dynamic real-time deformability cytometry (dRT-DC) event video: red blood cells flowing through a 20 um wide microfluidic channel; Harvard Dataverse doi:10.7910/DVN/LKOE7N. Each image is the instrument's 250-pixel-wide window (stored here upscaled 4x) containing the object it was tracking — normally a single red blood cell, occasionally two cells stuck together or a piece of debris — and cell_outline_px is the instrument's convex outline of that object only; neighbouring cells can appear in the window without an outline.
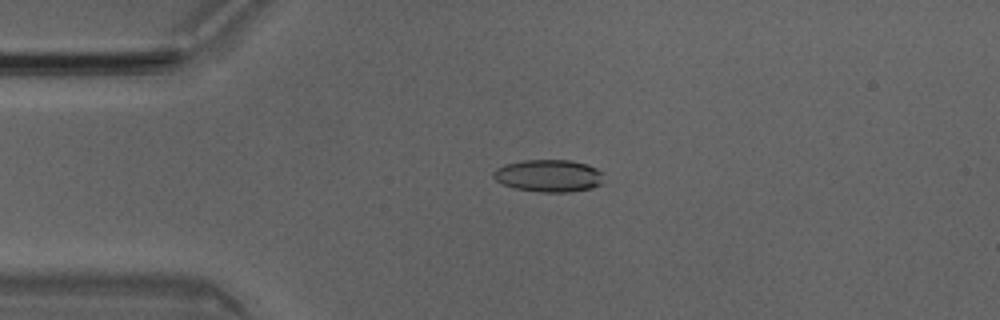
{"species": "Egyptian fruit bat (a non-hibernating species)", "species_latin": "Rousettus aegyptiacus", "temperature_condition": "room temperature", "stored_images_in_passage": 50, "camera_frame_rate_fps": 3000, "um_per_image_px": 0.085, "animal": {"sex": "male"}, "frame": {"image": 1, "passage_image": 11, "time_ms": 3.333, "image_size_px": [1000, 320], "cell_outline_px": [[604, 172], [600, 184], [592, 188], [568, 192], [540, 192], [516, 188], [504, 184], [496, 180], [492, 176], [492, 172], [496, 168], [504, 164], [520, 160], [572, 160], [588, 164]], "centroid_in_image_um": [46.64, 14.92], "position_along_channel_um": 38.4, "area_um2": 20.92}}
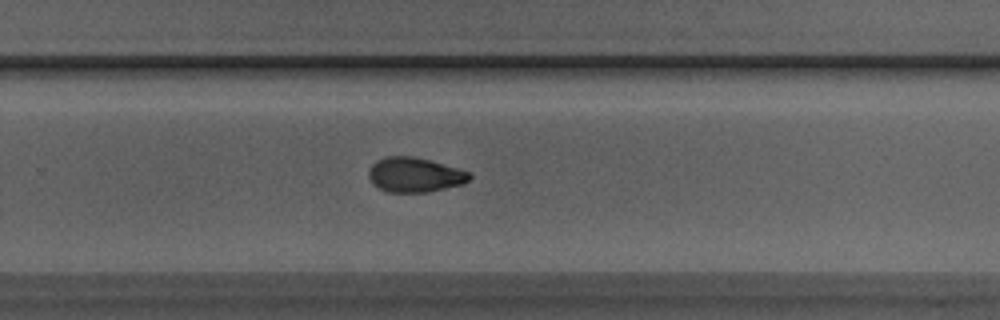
{"frame": {"image": 2, "passage_image": 32, "time_ms": 10.333, "image_size_px": [1000, 320], "cell_outline_px": [[472, 176], [464, 184], [424, 192], [388, 192], [372, 184], [368, 176], [368, 168], [376, 160], [388, 156], [412, 156], [432, 160], [460, 168], [472, 172]], "centroid_in_image_um": [35.26, 14.84], "position_along_channel_um": 294.5, "area_um2": 20.63}}
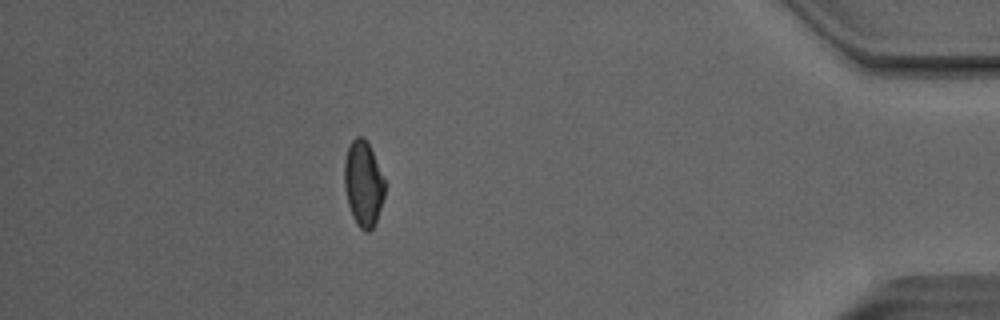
{"frame": {"image": 3, "passage_image": 44, "time_ms": 14.333, "image_size_px": [1000, 320], "cell_outline_px": [[384, 196], [376, 220], [372, 228], [368, 232], [364, 232], [356, 224], [352, 216], [348, 204], [344, 188], [344, 160], [348, 148], [352, 140], [356, 136], [364, 136], [368, 140], [384, 180]], "centroid_in_image_um": [30.86, 15.59], "position_along_channel_um": 404.3, "area_um2": 20.17}, "authors_computed_cell_mechanics": {"area_um2": 20.8947, "velocity_mm_per_s": 4.0487, "shape_relaxation_time_tau1_ms": 3.6135, "shape_relaxation_time_tau2_ms": 2.4127, "deformation_change_tau1": 0.1332, "deformation_change_tau2": 0.064}}